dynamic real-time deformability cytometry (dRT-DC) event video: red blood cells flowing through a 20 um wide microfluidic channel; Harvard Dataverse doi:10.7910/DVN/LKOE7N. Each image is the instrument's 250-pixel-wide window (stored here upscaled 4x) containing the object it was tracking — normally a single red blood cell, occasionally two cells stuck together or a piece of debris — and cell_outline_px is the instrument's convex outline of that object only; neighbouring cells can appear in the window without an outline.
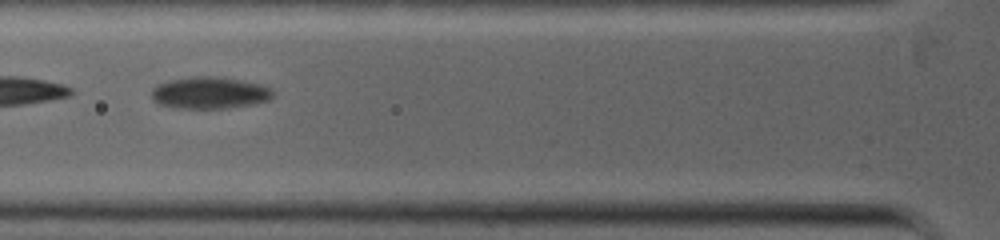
{"species": "common noctule bat (a hibernating species)", "species_latin": "Nyctalus noctula", "temperature_condition": "warm", "stored_images_in_passage": 41, "camera_frame_rate_fps": 5000, "um_per_image_px": 0.085, "animal": {"sex": "female", "body_mass_g": 19.0, "forearm_length_mm": 53.3}, "frame": {"image": 1, "passage_image": 6, "time_ms": 1.2, "image_size_px": [1000, 240], "cell_outline_px": [[272, 96], [268, 100], [252, 104], [228, 108], [176, 108], [160, 104], [152, 100], [152, 88], [156, 84], [168, 80], [192, 76], [216, 76], [240, 80], [260, 84], [272, 88]], "centroid_in_image_um": [17.78, 7.88], "position_along_channel_um": 108.0, "area_um2": 22.6}}
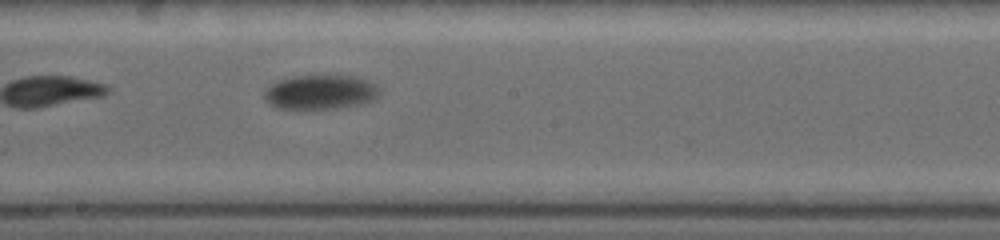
{"frame": {"image": 2, "passage_image": 17, "time_ms": 3.6, "image_size_px": [1000, 240], "cell_outline_px": [[380, 96], [372, 100], [360, 104], [336, 108], [276, 108], [264, 96], [264, 92], [272, 84], [280, 80], [292, 76], [356, 76], [368, 80], [380, 88]], "centroid_in_image_um": [27.29, 7.82], "position_along_channel_um": 220.9, "area_um2": 22.77}}
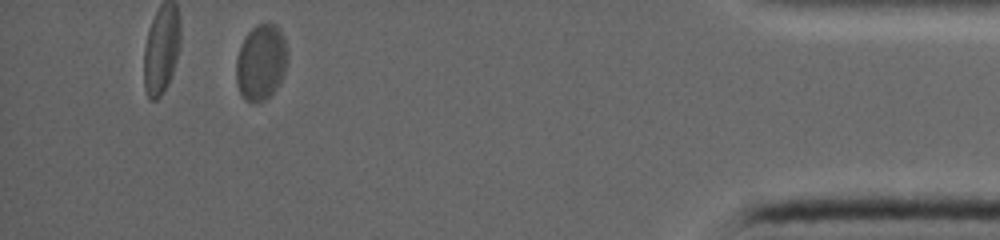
{"frame": {"image": 3, "passage_image": 38, "time_ms": 9.0, "image_size_px": [1000, 240], "cell_outline_px": [[288, 60], [280, 84], [264, 100], [252, 104], [244, 100], [236, 84], [236, 56], [240, 44], [244, 36], [256, 24], [268, 20], [280, 28], [284, 36], [288, 52]], "centroid_in_image_um": [22.18, 5.25], "position_along_channel_um": 413.0, "area_um2": 23.47}}